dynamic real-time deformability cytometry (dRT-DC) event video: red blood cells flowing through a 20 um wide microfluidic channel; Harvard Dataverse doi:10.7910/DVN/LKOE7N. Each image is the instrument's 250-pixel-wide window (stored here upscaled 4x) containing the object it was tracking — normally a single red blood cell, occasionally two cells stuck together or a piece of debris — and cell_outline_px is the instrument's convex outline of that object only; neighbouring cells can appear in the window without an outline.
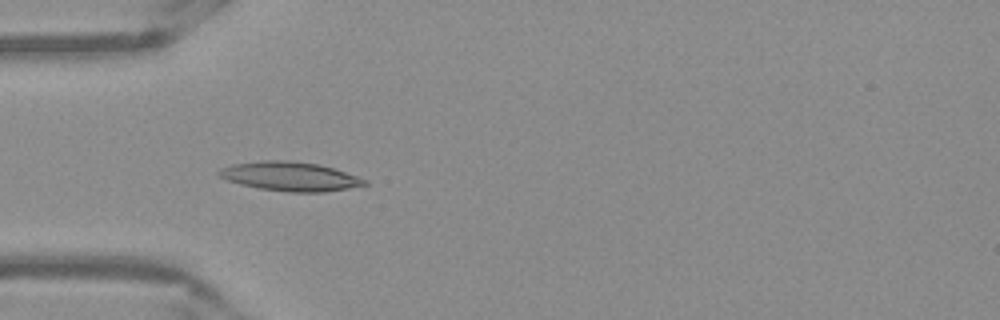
{"species": "Egyptian fruit bat (a non-hibernating species)", "species_latin": "Rousettus aegyptiacus", "temperature_condition": "warm", "stored_images_in_passage": 40, "camera_frame_rate_fps": 3000, "um_per_image_px": 0.085, "frame": {"image": 1, "passage_image": 4, "time_ms": 1.0, "image_size_px": [1000, 320], "cell_outline_px": [[368, 184], [348, 188], [324, 192], [288, 192], [260, 188], [240, 184], [228, 180], [220, 176], [216, 172], [220, 168], [232, 164], [260, 160], [288, 160], [320, 164], [368, 180]], "centroid_in_image_um": [24.63, 14.98], "position_along_channel_um": 60.4, "area_um2": 24.62}}
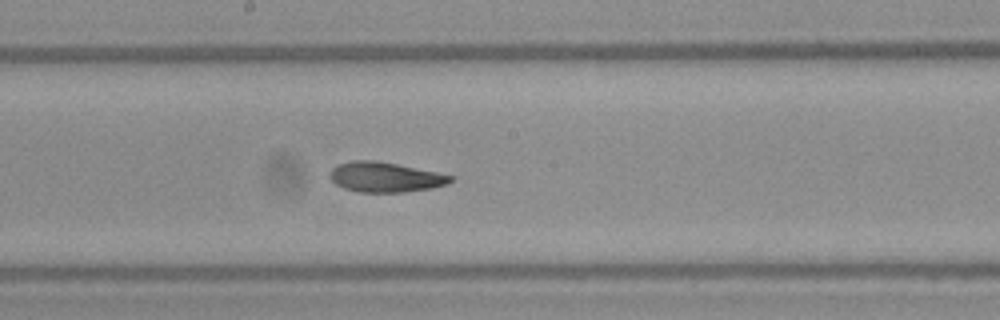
{"frame": {"image": 2, "passage_image": 16, "time_ms": 5.0, "image_size_px": [1000, 320], "cell_outline_px": [[456, 176], [448, 184], [432, 188], [404, 192], [360, 192], [344, 188], [336, 184], [328, 176], [332, 168], [340, 164], [352, 160], [376, 160]], "centroid_in_image_um": [32.75, 15.05], "position_along_channel_um": 215.5, "area_um2": 21.04}}
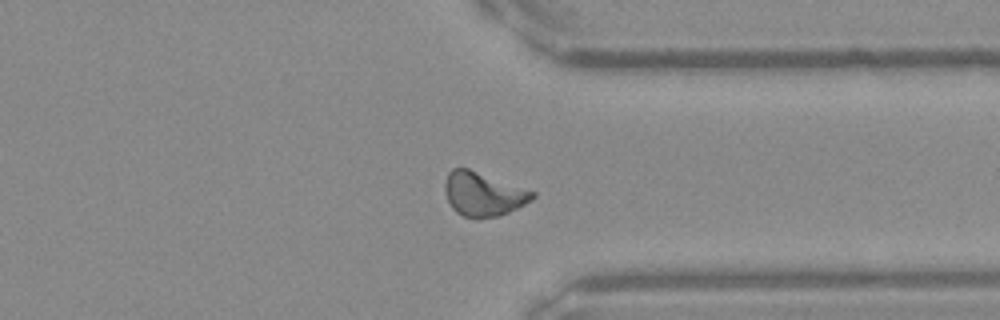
{"frame": {"image": 3, "passage_image": 28, "time_ms": 9.0, "image_size_px": [1000, 320], "cell_outline_px": [[536, 196], [532, 200], [508, 212], [496, 216], [464, 216], [456, 212], [452, 208], [444, 192], [444, 184], [448, 172], [452, 168], [468, 168], [536, 192]], "centroid_in_image_um": [41.05, 16.46], "position_along_channel_um": 370.3, "area_um2": 22.02}, "authors_computed_cell_mechanics": {"area_um2": 21.386, "velocity_mm_per_s": 3.9219, "shape_relaxation_time_tau1_ms": 5.734, "shape_relaxation_time_tau2_ms": 1.885, "deformation_change_tau1": 0.1889, "deformation_change_tau2": 0.0869}}